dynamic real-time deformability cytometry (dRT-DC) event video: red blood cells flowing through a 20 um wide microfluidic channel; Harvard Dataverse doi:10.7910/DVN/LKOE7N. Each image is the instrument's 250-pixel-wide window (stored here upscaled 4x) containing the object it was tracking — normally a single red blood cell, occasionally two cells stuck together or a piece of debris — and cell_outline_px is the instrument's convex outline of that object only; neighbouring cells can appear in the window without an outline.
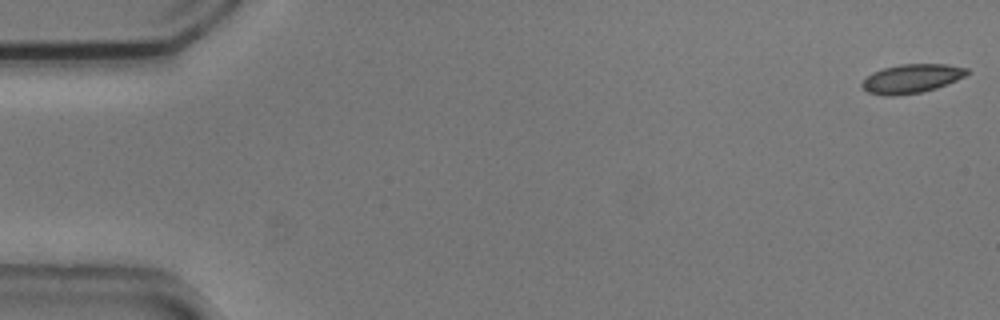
{"species": "common noctule bat (a hibernating species)", "species_latin": "Nyctalus noctula", "temperature_condition": "cold", "stored_images_in_passage": 54, "camera_frame_rate_fps": 3000, "um_per_image_px": 0.085, "animal": {"sex": "male", "body_mass_g": 20.5, "forearm_length_mm": 52.5}, "frame": {"image": 1, "passage_image": 1, "time_ms": 0.0, "image_size_px": [1000, 320], "cell_outline_px": [[972, 72], [956, 80], [936, 88], [920, 92], [892, 96], [884, 96], [868, 92], [860, 84], [872, 72], [884, 68], [900, 64], [948, 64], [968, 68]], "centroid_in_image_um": [77.51, 6.67], "position_along_channel_um": 7.5, "area_um2": 17.63}}
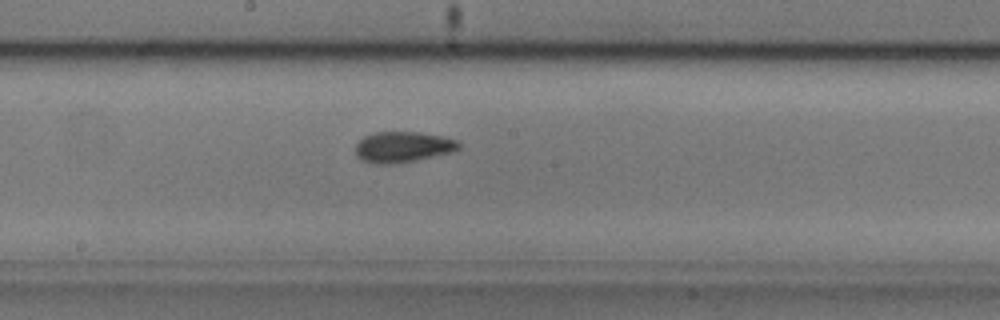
{"frame": {"image": 2, "passage_image": 29, "time_ms": 9.333, "image_size_px": [1000, 320], "cell_outline_px": [[460, 148], [452, 152], [416, 160], [396, 164], [368, 164], [360, 160], [356, 156], [356, 144], [364, 136], [372, 132], [416, 132], [440, 136], [456, 140], [460, 144]], "centroid_in_image_um": [34.18, 12.51], "position_along_channel_um": 214.0, "area_um2": 18.67}}
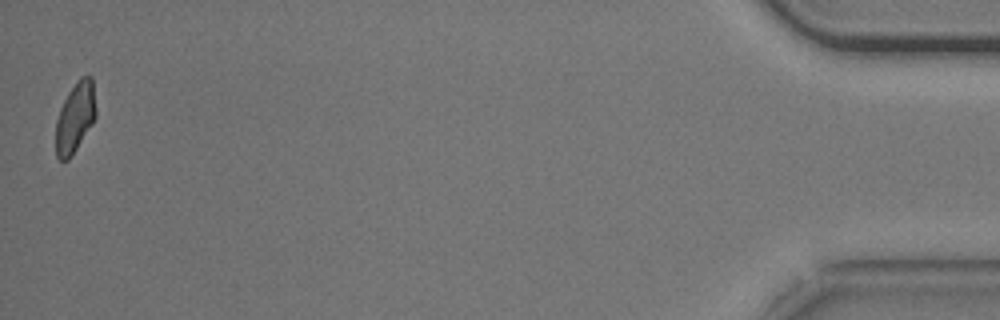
{"frame": {"image": 3, "passage_image": 54, "time_ms": 17.667, "image_size_px": [1000, 320], "cell_outline_px": [[96, 116], [92, 124], [72, 156], [68, 160], [60, 160], [56, 156], [56, 120], [60, 108], [68, 92], [80, 76], [92, 76], [96, 108]], "centroid_in_image_um": [6.39, 9.98], "position_along_channel_um": 428.8, "area_um2": 16.47}, "authors_computed_cell_mechanics": {"area_um2": 17.6868, "velocity_mm_per_s": 3.7073, "shape_relaxation_time_tau1_ms": 2.9881, "shape_relaxation_time_tau2_ms": 1.2657, "deformation_change_tau1": 0.082, "deformation_change_tau2": 0.0571}}